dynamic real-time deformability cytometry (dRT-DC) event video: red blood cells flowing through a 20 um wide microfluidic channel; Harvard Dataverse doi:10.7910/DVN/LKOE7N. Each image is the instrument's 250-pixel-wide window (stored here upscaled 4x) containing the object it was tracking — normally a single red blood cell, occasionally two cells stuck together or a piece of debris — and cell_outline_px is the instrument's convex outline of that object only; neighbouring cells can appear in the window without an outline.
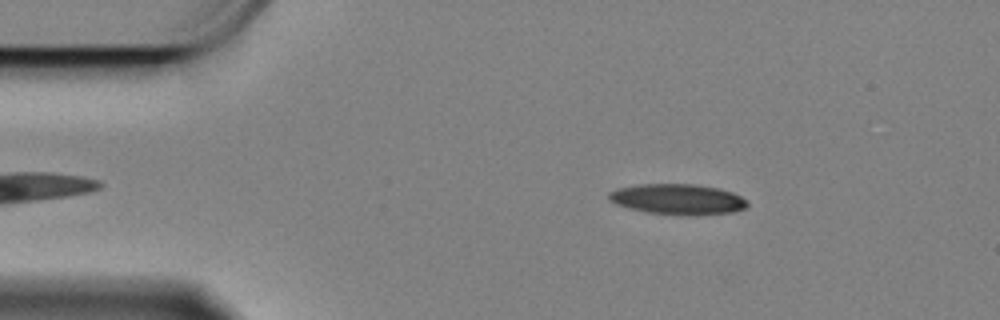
{"species": "Egyptian fruit bat (a non-hibernating species)", "species_latin": "Rousettus aegyptiacus", "temperature_condition": "cold", "stored_images_in_passage": 45, "camera_frame_rate_fps": 3000, "um_per_image_px": 0.085, "animal": {"sex": "female"}, "frame": {"image": 1, "passage_image": 4, "time_ms": 1.0, "image_size_px": [1000, 320], "cell_outline_px": [[748, 204], [744, 208], [732, 212], [688, 216], [648, 212], [628, 208], [616, 204], [608, 200], [608, 192], [620, 188], [640, 184], [688, 184], [716, 188], [732, 192], [740, 196]], "centroid_in_image_um": [57.56, 16.94], "position_along_channel_um": 27.4, "area_um2": 24.39}}
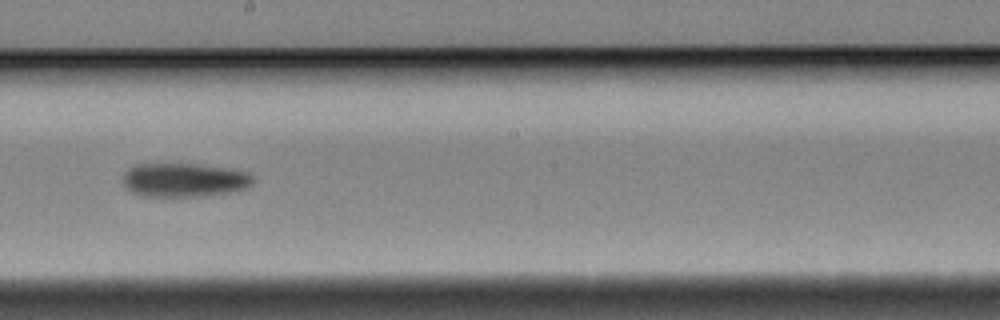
{"frame": {"image": 2, "passage_image": 27, "time_ms": 8.667, "image_size_px": [1000, 320], "cell_outline_px": [[252, 184], [244, 188], [232, 192], [204, 196], [144, 196], [132, 192], [124, 184], [124, 176], [128, 168], [136, 164], [196, 164], [224, 168], [248, 172], [252, 176]], "centroid_in_image_um": [15.65, 15.3], "position_along_channel_um": 232.5, "area_um2": 25.37}}
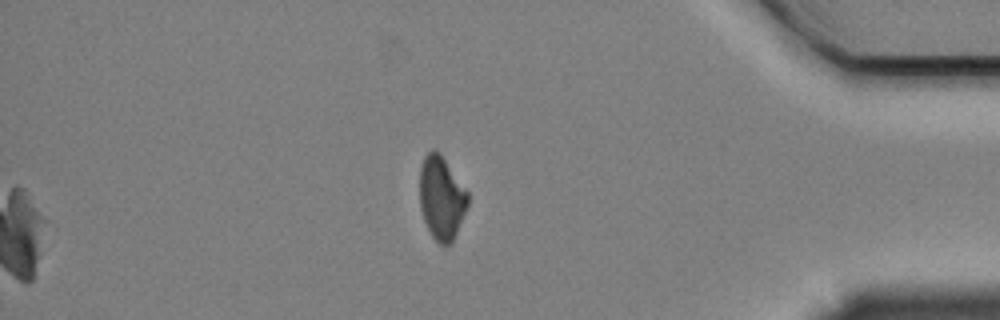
{"frame": {"image": 3, "passage_image": 45, "time_ms": 14.667, "image_size_px": [1000, 320], "cell_outline_px": [[468, 204], [452, 244], [444, 248], [432, 236], [424, 220], [420, 208], [420, 168], [424, 156], [432, 148], [436, 148], [440, 152], [468, 192]], "centroid_in_image_um": [37.52, 16.82], "position_along_channel_um": 397.7, "area_um2": 23.58}, "authors_computed_cell_mechanics": {"area_um2": 25.2586, "velocity_mm_per_s": 3.3375, "shape_relaxation_time_tau1_ms": 5.3957, "shape_relaxation_time_tau2_ms": null, "deformation_change_tau1": 0.1348, "deformation_change_tau2": null}}